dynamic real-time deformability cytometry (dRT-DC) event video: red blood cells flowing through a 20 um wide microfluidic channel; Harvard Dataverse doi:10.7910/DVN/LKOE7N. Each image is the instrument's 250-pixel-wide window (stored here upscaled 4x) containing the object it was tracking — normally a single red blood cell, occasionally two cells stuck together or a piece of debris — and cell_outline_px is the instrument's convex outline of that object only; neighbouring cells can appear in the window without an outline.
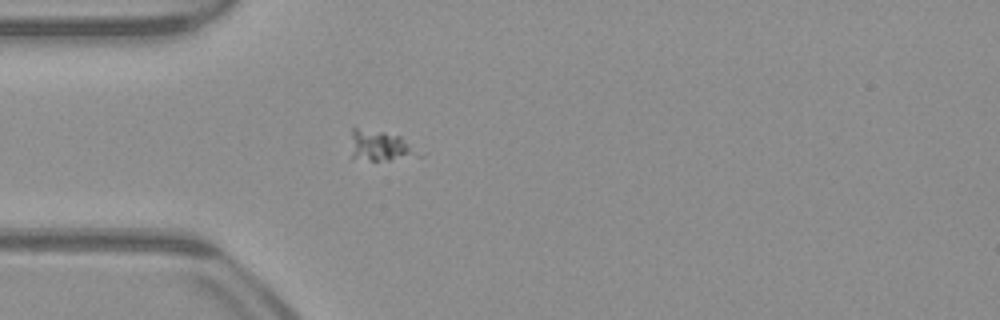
{"species": "common noctule bat (a hibernating species)", "species_latin": "Nyctalus noctula", "temperature_condition": "warm", "stored_images_in_passage": 54, "camera_frame_rate_fps": 3000, "um_per_image_px": 0.085, "animal": {"sex": "male", "body_mass_g": 23.1, "forearm_length_mm": 52.7}, "frame": {"image": 1, "passage_image": 16, "time_ms": 5.0, "image_size_px": [1000, 320], "cell_outline_px": [[424, 156], [388, 160], [352, 160], [352, 128], [356, 128], [384, 132], [400, 136]], "centroid_in_image_um": [32.32, 12.43], "position_along_channel_um": 52.7, "area_um2": 11.91}}
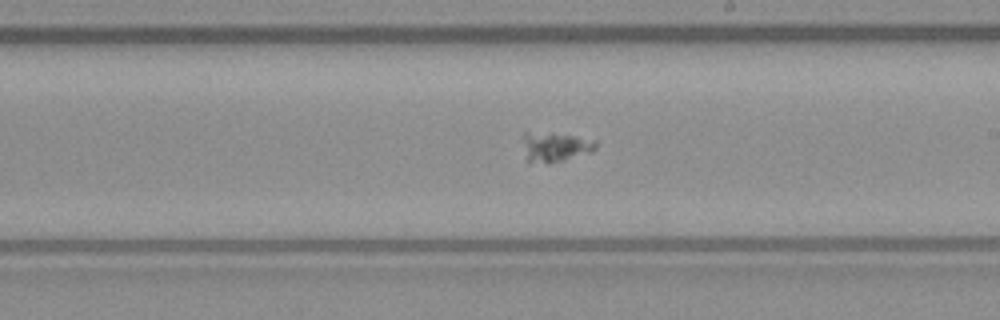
{"frame": {"image": 2, "passage_image": 31, "time_ms": 10.0, "image_size_px": [1000, 320], "cell_outline_px": [[596, 148], [592, 152], [564, 160], [548, 164], [528, 164], [524, 140], [524, 132], [528, 132], [572, 136], [596, 140]], "centroid_in_image_um": [47.19, 12.54], "position_along_channel_um": 241.8, "area_um2": 12.37}}
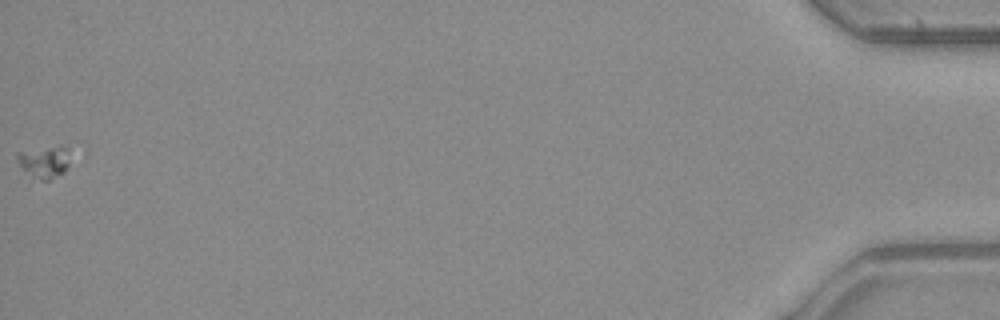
{"frame": {"image": 3, "passage_image": 54, "time_ms": 17.667, "image_size_px": [1000, 320], "cell_outline_px": [[76, 152], [64, 172], [48, 180], [40, 180], [32, 176], [16, 160], [16, 152], [60, 144]], "centroid_in_image_um": [3.89, 13.68], "position_along_channel_um": 431.3, "area_um2": 10.35}}